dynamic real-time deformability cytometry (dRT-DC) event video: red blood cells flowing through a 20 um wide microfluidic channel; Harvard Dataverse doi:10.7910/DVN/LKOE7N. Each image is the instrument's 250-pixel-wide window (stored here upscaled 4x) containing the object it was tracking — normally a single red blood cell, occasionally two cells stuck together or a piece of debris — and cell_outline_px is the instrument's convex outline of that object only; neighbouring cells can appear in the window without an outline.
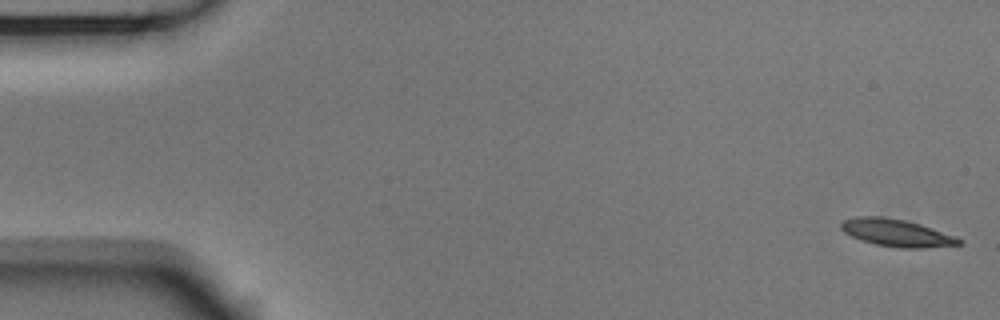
{"species": "Egyptian fruit bat (a non-hibernating species)", "species_latin": "Rousettus aegyptiacus", "temperature_condition": "room temperature", "stored_images_in_passage": 53, "camera_frame_rate_fps": 3000, "um_per_image_px": 0.085, "animal": {"sex": "male"}, "frame": {"image": 1, "passage_image": 1, "time_ms": 0.0, "image_size_px": [1000, 320], "cell_outline_px": [[964, 244], [920, 248], [900, 248], [876, 244], [860, 240], [844, 232], [840, 228], [840, 224], [844, 220], [856, 216], [880, 216], [904, 220], [920, 224], [956, 236], [964, 240]], "centroid_in_image_um": [76.23, 19.79], "position_along_channel_um": 8.8, "area_um2": 18.79}}
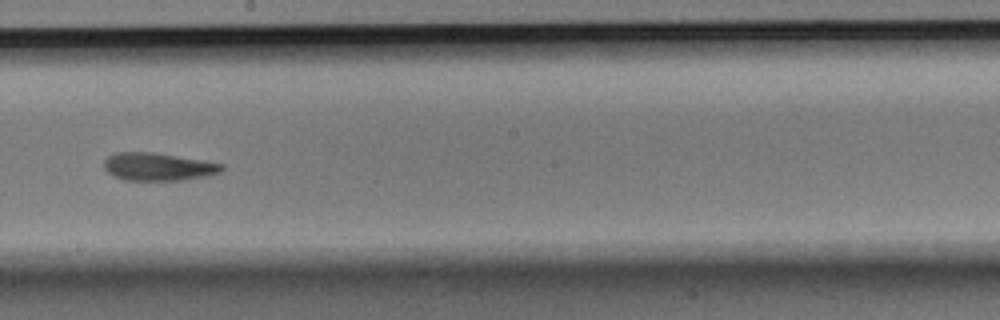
{"frame": {"image": 2, "passage_image": 30, "time_ms": 9.667, "image_size_px": [1000, 320], "cell_outline_px": [[224, 168], [220, 172], [208, 176], [184, 180], [124, 180], [108, 172], [104, 168], [104, 160], [108, 156], [116, 152], [156, 152], [224, 164]], "centroid_in_image_um": [13.45, 14.16], "position_along_channel_um": 234.7, "area_um2": 19.13}}
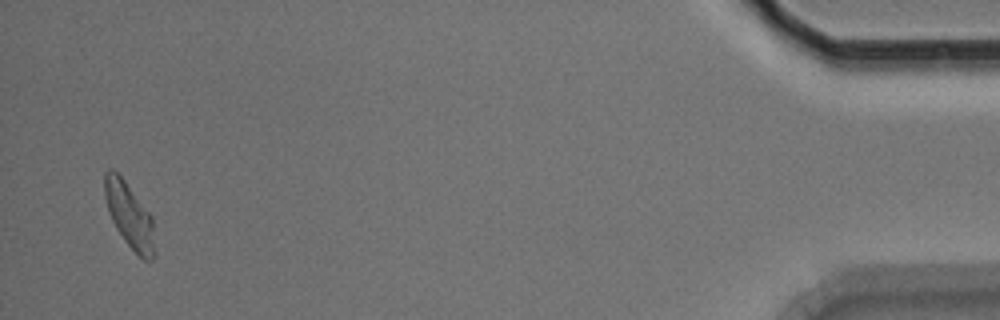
{"frame": {"image": 3, "passage_image": 52, "time_ms": 17.0, "image_size_px": [1000, 320], "cell_outline_px": [[152, 260], [144, 260], [124, 240], [116, 228], [112, 220], [104, 196], [104, 172], [108, 168], [112, 168], [124, 180], [152, 216]], "centroid_in_image_um": [10.94, 18.23], "position_along_channel_um": 424.3, "area_um2": 18.26}, "authors_computed_cell_mechanics": {"area_um2": 18.9006, "velocity_mm_per_s": 3.7369, "shape_relaxation_time_tau1_ms": 6.9619, "shape_relaxation_time_tau2_ms": 5.0523, "deformation_change_tau1": 0.1944, "deformation_change_tau2": 0.1356}}